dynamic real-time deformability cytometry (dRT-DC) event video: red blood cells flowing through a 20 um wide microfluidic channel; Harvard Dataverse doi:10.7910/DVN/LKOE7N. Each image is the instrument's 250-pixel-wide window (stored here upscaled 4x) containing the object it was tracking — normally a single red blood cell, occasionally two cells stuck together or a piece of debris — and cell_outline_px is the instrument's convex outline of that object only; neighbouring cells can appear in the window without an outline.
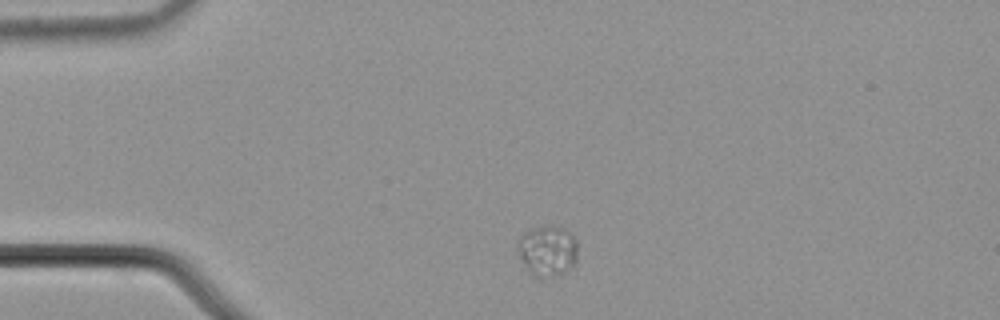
{"species": "common noctule bat (a hibernating species)", "species_latin": "Nyctalus noctula", "temperature_condition": "cold", "stored_images_in_passage": 3, "camera_frame_rate_fps": 3000, "um_per_image_px": 0.085, "animal": {"sex": "male", "body_mass_g": 21.5, "forearm_length_mm": 52.0}, "frame": {"image": 1, "passage_image": 1, "time_ms": 0.0, "image_size_px": [1000, 320], "cell_outline_px": [[576, 268], [540, 280], [524, 264], [520, 256], [520, 236], [524, 232], [532, 228], [548, 224], [552, 224], [564, 228], [576, 236]], "centroid_in_image_um": [46.61, 21.29], "position_along_channel_um": 38.4, "area_um2": 17.86}}
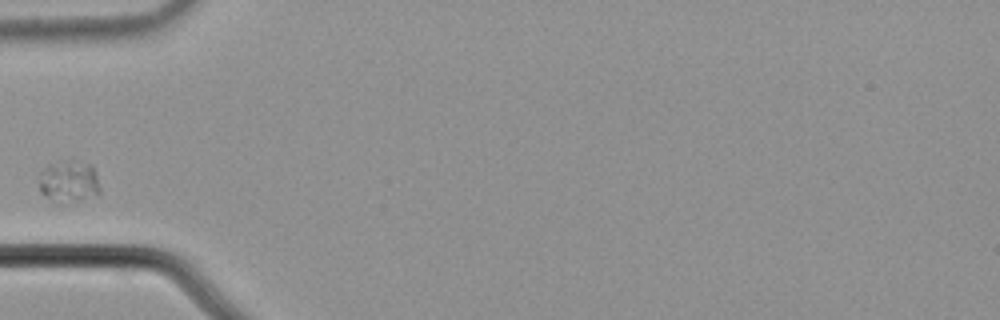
{"frame": {"image": 2, "passage_image": 3, "time_ms": 0.667, "image_size_px": [1000, 320], "cell_outline_px": [[100, 192], [96, 196], [60, 204], [40, 192], [40, 172], [48, 164], [72, 156], [92, 164], [96, 172], [100, 188]], "centroid_in_image_um": [5.89, 15.35], "position_along_channel_um": 79.1, "area_um2": 15.61}}